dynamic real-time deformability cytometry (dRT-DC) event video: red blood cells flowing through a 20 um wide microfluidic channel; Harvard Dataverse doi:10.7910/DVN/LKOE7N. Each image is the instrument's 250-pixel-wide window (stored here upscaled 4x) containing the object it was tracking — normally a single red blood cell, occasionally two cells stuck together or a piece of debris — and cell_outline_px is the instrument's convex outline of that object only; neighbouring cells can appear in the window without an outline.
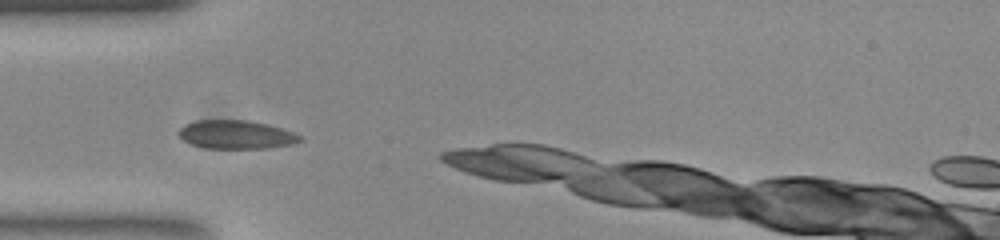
{"species": "common noctule bat (a hibernating species)", "species_latin": "Nyctalus noctula", "temperature_condition": "room temperature", "stored_images_in_passage": 11, "camera_frame_rate_fps": 3000, "um_per_image_px": 0.085, "animal": {"sex": "female", "body_mass_g": 23.0, "forearm_length_mm": 53.4}, "frame": {"image": 1, "passage_image": 1, "time_ms": 0.0, "image_size_px": [1000, 240], "cell_outline_px": [[304, 140], [292, 144], [268, 148], [204, 148], [192, 144], [184, 140], [176, 132], [184, 124], [196, 120], [244, 120], [268, 124], [292, 132], [300, 136]], "centroid_in_image_um": [20.05, 11.44], "position_along_channel_um": 65.0, "area_um2": 20.11}}
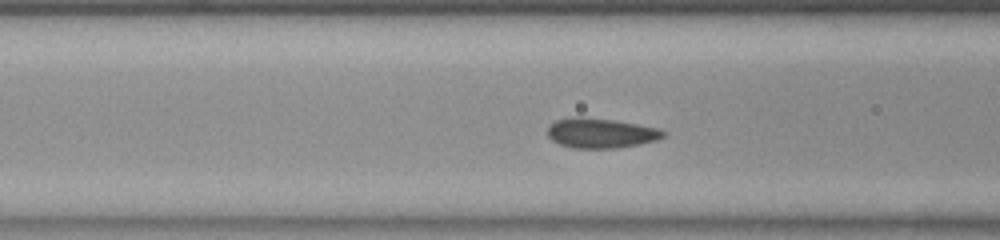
{"frame": {"image": 2, "passage_image": 5, "time_ms": 1.333, "image_size_px": [1000, 240], "cell_outline_px": [[664, 136], [656, 140], [616, 148], [572, 148], [560, 144], [552, 140], [548, 136], [548, 124], [556, 120], [576, 116], [580, 116], [612, 120], [636, 124], [656, 128], [664, 132]], "centroid_in_image_um": [50.99, 11.31], "position_along_channel_um": 115.6, "area_um2": 19.88}}
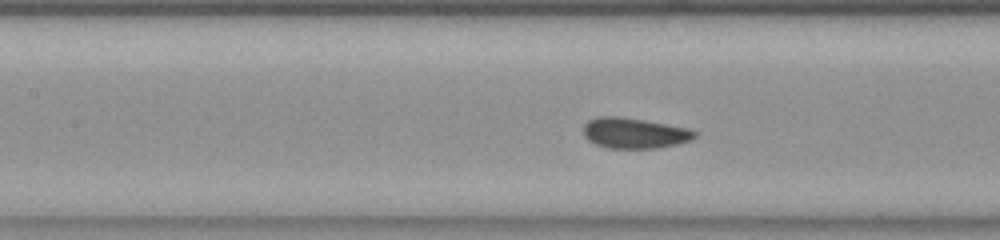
{"frame": {"image": 3, "passage_image": 8, "time_ms": 2.333, "image_size_px": [1000, 240], "cell_outline_px": [[696, 136], [688, 140], [676, 144], [656, 148], [608, 148], [596, 144], [588, 140], [584, 136], [584, 124], [588, 120], [596, 116], [620, 116], [644, 120], [688, 128], [696, 132]], "centroid_in_image_um": [53.87, 11.3], "position_along_channel_um": 153.5, "area_um2": 19.71}}